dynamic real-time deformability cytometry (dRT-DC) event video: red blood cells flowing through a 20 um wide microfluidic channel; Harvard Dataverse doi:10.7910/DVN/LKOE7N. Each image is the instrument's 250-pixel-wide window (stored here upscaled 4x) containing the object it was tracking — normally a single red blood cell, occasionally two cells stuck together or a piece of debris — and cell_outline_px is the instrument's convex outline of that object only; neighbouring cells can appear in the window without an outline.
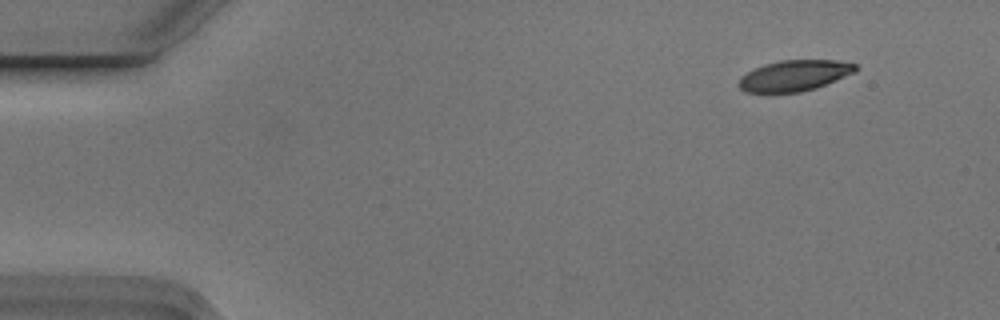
{"species": "Egyptian fruit bat (a non-hibernating species)", "species_latin": "Rousettus aegyptiacus", "temperature_condition": "cold", "stored_images_in_passage": 5, "camera_frame_rate_fps": 3000, "um_per_image_px": 0.085, "animal": {"sex": "male"}, "frame": {"image": 1, "passage_image": 2, "time_ms": 0.333, "image_size_px": [1000, 320], "cell_outline_px": [[860, 68], [856, 72], [816, 88], [800, 92], [744, 92], [736, 84], [740, 76], [764, 64], [780, 60], [836, 60], [856, 64]], "centroid_in_image_um": [67.53, 6.42], "position_along_channel_um": 17.5, "area_um2": 21.1}}
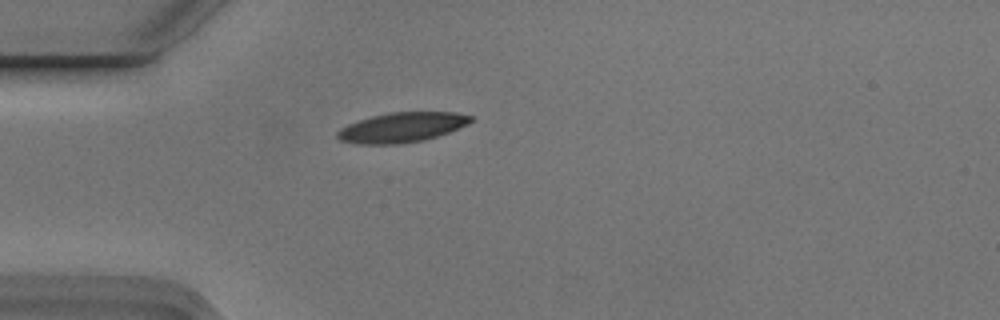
{"frame": {"image": 2, "passage_image": 5, "time_ms": 1.333, "image_size_px": [1000, 320], "cell_outline_px": [[472, 120], [468, 124], [448, 132], [424, 140], [396, 144], [360, 144], [340, 140], [336, 136], [336, 132], [340, 128], [348, 124], [372, 116], [388, 112], [456, 112], [472, 116]], "centroid_in_image_um": [34.14, 10.82], "position_along_channel_um": 50.9, "area_um2": 23.06}}